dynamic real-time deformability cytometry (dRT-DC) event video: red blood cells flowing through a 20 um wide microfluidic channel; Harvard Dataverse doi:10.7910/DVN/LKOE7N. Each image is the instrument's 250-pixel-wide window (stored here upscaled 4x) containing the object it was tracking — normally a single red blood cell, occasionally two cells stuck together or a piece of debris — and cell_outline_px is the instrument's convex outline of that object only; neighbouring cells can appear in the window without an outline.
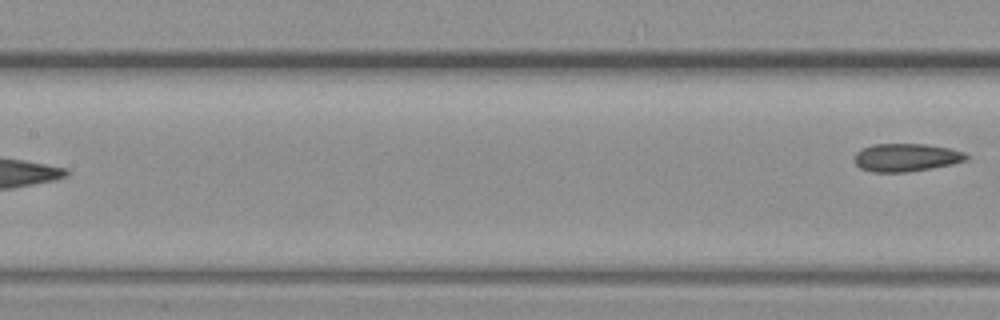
{"species": "common noctule bat (a hibernating species)", "species_latin": "Nyctalus noctula", "temperature_condition": "warm", "stored_images_in_passage": 10, "segment_of_instrument_passage": [2, 2], "camera_frame_rate_fps": 3000, "um_per_image_px": 0.085, "animal": {"sex": "female", "body_mass_g": 19.3, "forearm_length_mm": 54.1}, "frame": {"image": 1, "passage_image": 10, "time_ms": 3.0, "image_size_px": [1000, 320], "cell_outline_px": [[968, 160], [952, 164], [932, 168], [904, 172], [872, 172], [860, 168], [856, 164], [852, 156], [856, 152], [872, 144], [928, 144], [948, 148], [964, 152], [968, 156]], "centroid_in_image_um": [77.0, 13.38], "position_along_channel_um": 130.4, "area_um2": 18.32}}